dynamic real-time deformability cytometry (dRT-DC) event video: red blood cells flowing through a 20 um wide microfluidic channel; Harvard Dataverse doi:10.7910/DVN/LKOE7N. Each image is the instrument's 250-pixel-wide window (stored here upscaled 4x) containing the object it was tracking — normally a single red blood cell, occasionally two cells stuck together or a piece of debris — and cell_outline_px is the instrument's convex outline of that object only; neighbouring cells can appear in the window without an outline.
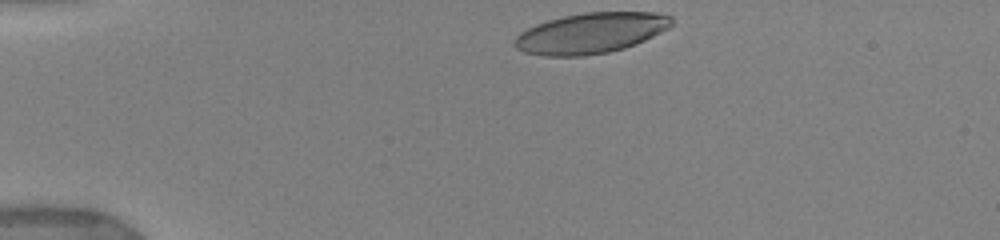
{"species": "human", "species_latin": "Homo sapiens", "temperature_condition": "warm", "stored_images_in_passage": 24, "camera_frame_rate_fps": 3000, "um_per_image_px": 0.085, "donor": {"sex": "female"}, "frame": {"image": 1, "passage_image": 1, "time_ms": 0.0, "image_size_px": [1000, 240], "cell_outline_px": [[672, 24], [668, 28], [636, 44], [624, 48], [608, 52], [584, 56], [544, 56], [524, 52], [516, 48], [516, 36], [520, 32], [536, 24], [548, 20], [564, 16], [584, 12], [652, 12], [672, 16]], "centroid_in_image_um": [50.22, 2.81], "position_along_channel_um": 34.8, "area_um2": 36.93}}
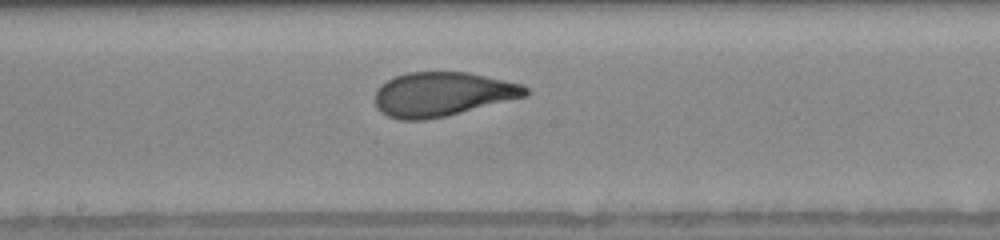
{"frame": {"image": 2, "passage_image": 9, "time_ms": 6.0, "image_size_px": [1000, 240], "cell_outline_px": [[532, 92], [528, 96], [444, 116], [424, 120], [400, 120], [388, 116], [380, 112], [376, 108], [376, 88], [380, 84], [396, 76], [408, 72], [468, 72], [524, 84]], "centroid_in_image_um": [37.62, 8.0], "position_along_channel_um": 210.6, "area_um2": 38.9}}
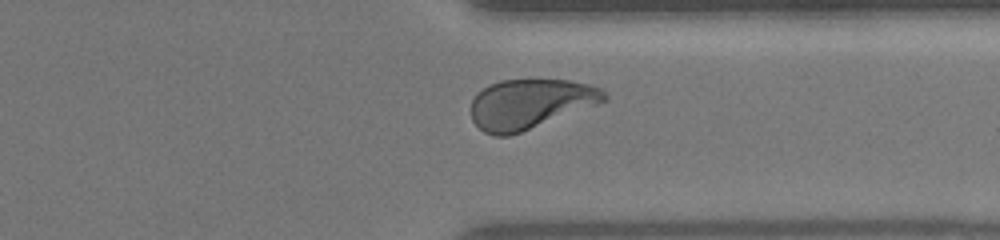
{"frame": {"image": 3, "passage_image": 19, "time_ms": 10.0, "image_size_px": [1000, 240], "cell_outline_px": [[608, 100], [520, 132], [508, 136], [496, 136], [484, 132], [472, 120], [472, 100], [488, 84], [500, 80], [568, 80], [588, 84], [600, 88], [608, 96]], "centroid_in_image_um": [45.06, 8.82], "position_along_channel_um": 366.3, "area_um2": 38.03}, "authors_computed_cell_mechanics": {"area_um2": 38.5526, "velocity_mm_per_s": 3.893, "shape_relaxation_time_tau1_ms": 3.9056, "shape_relaxation_time_tau2_ms": null, "deformation_change_tau1": 0.1715, "deformation_change_tau2": null}}